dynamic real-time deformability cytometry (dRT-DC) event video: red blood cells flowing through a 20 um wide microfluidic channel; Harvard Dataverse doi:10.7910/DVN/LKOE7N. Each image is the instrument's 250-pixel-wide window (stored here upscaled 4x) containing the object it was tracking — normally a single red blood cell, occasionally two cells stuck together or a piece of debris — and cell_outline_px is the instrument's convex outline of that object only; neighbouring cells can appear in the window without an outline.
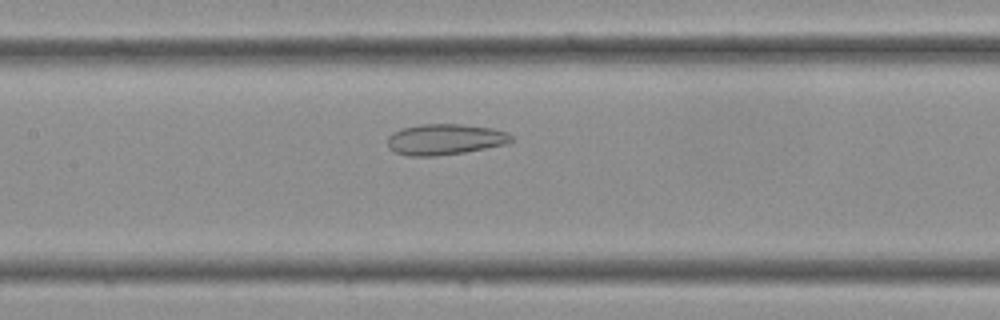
{"species": "Egyptian fruit bat (a non-hibernating species)", "species_latin": "Rousettus aegyptiacus", "temperature_condition": "cold", "stored_images_in_passage": 29, "camera_frame_rate_fps": 3000, "um_per_image_px": 0.085, "frame": {"image": 1, "passage_image": 10, "time_ms": 3.0, "image_size_px": [1000, 320], "cell_outline_px": [[516, 140], [504, 144], [464, 152], [436, 156], [408, 156], [396, 152], [388, 148], [388, 136], [392, 132], [404, 128], [420, 124], [460, 124], [492, 128], [508, 132]], "centroid_in_image_um": [37.82, 11.84], "position_along_channel_um": 169.6, "area_um2": 22.25}}
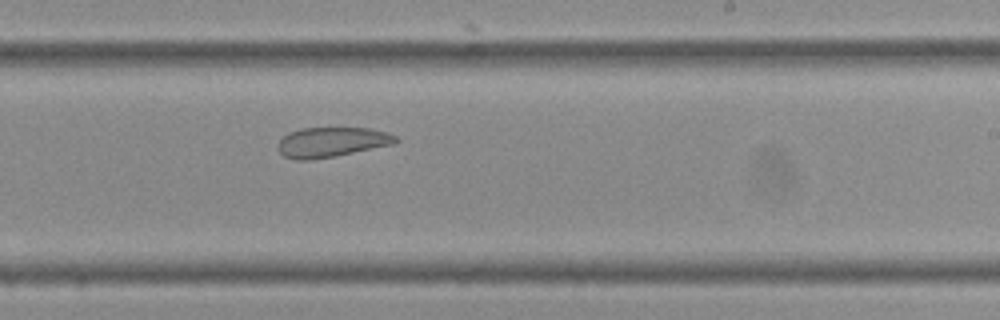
{"frame": {"image": 2, "passage_image": 15, "time_ms": 4.667, "image_size_px": [1000, 320], "cell_outline_px": [[400, 140], [392, 144], [312, 160], [296, 160], [284, 156], [276, 148], [276, 144], [288, 132], [300, 128], [368, 128], [388, 132], [396, 136]], "centroid_in_image_um": [28.14, 12.07], "position_along_channel_um": 260.9, "area_um2": 20.4}}
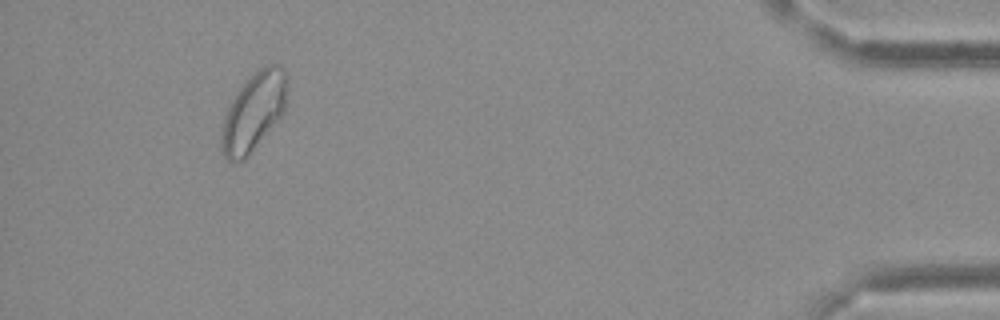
{"frame": {"image": 3, "passage_image": 27, "time_ms": 8.667, "image_size_px": [1000, 320], "cell_outline_px": [[288, 84], [284, 112], [244, 160], [228, 160], [220, 152], [220, 132], [224, 116], [232, 100], [244, 80], [260, 68], [268, 64], [276, 64], [284, 68], [288, 76]], "centroid_in_image_um": [21.55, 9.47], "position_along_channel_um": 413.6, "area_um2": 30.06}}